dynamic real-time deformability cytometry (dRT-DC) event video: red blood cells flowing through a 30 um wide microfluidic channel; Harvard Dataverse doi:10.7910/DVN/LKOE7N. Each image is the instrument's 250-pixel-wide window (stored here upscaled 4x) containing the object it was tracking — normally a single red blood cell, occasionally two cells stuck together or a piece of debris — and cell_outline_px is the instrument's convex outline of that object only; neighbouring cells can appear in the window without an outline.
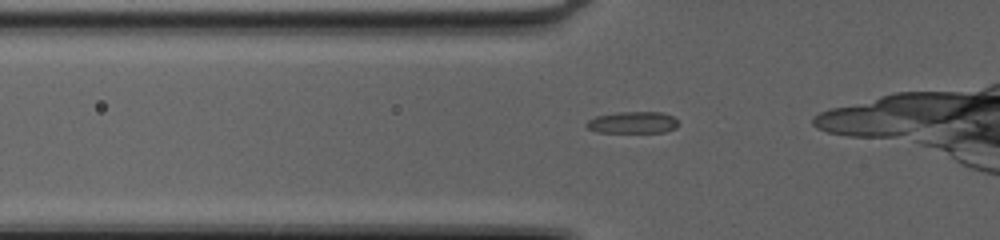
{"species": "common noctule bat (a hibernating species)", "species_latin": "Nyctalus noctula", "temperature_condition": "cold", "stored_images_in_passage": 12, "camera_frame_rate_fps": 3000, "um_per_image_px": 0.085, "animal": {"sex": "female", "body_mass_g": 20.0, "forearm_length_mm": 54.0}, "frame": {"image": 1, "passage_image": 4, "time_ms": 1.0, "image_size_px": [1000, 240], "cell_outline_px": [[676, 128], [664, 132], [596, 132], [588, 128], [584, 124], [588, 120], [596, 116], [616, 112], [664, 112], [672, 116], [676, 120]], "centroid_in_image_um": [53.75, 10.41], "position_along_channel_um": 72.1, "area_um2": 11.62}}
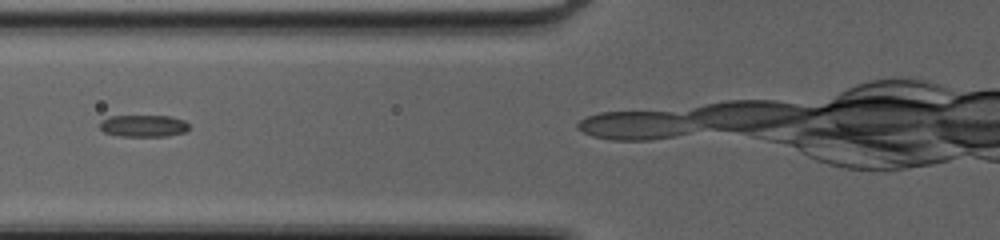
{"frame": {"image": 2, "passage_image": 7, "time_ms": 2.0, "image_size_px": [1000, 240], "cell_outline_px": [[188, 128], [184, 132], [168, 136], [120, 136], [104, 132], [100, 128], [100, 120], [108, 116], [168, 116], [184, 120], [188, 124]], "centroid_in_image_um": [12.16, 10.69], "position_along_channel_um": 113.6, "area_um2": 11.39}}
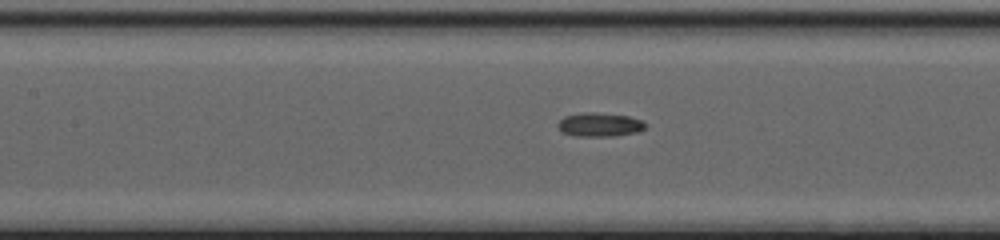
{"frame": {"image": 3, "passage_image": 10, "time_ms": 3.0, "image_size_px": [1000, 240], "cell_outline_px": [[644, 128], [640, 132], [616, 136], [572, 136], [560, 132], [556, 124], [564, 116], [584, 112], [592, 112], [628, 116], [640, 120], [644, 124]], "centroid_in_image_um": [50.91, 10.61], "position_along_channel_um": 156.5, "area_um2": 12.25}}